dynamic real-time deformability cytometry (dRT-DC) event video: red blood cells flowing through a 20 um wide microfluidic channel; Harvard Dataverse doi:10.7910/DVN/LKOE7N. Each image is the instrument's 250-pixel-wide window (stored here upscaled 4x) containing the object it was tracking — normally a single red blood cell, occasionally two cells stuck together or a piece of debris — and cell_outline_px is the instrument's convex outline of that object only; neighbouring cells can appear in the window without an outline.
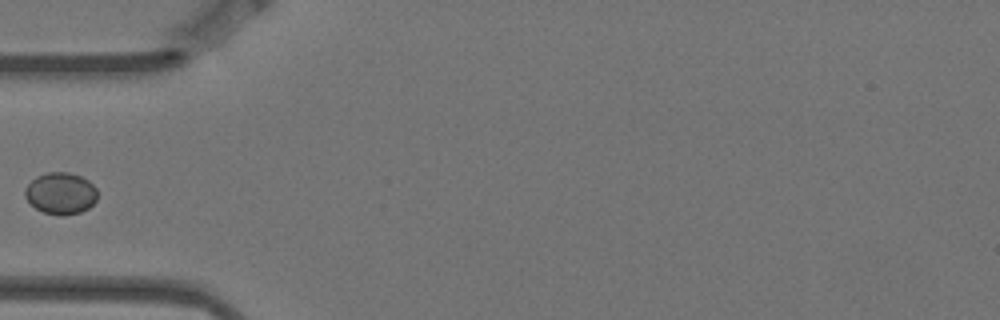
{"species": "Egyptian fruit bat (a non-hibernating species)", "species_latin": "Rousettus aegyptiacus", "temperature_condition": "warm", "stored_images_in_passage": 5, "camera_frame_rate_fps": 3000, "um_per_image_px": 0.085, "animal": {"sex": "female"}, "frame": {"image": 1, "passage_image": 5, "time_ms": 1.333, "image_size_px": [1000, 320], "cell_outline_px": [[96, 200], [88, 208], [80, 212], [64, 216], [60, 216], [44, 212], [36, 208], [24, 196], [24, 188], [36, 176], [48, 172], [68, 172], [80, 176], [88, 180], [96, 188]], "centroid_in_image_um": [5.15, 16.43], "position_along_channel_um": 79.9, "area_um2": 17.57}}